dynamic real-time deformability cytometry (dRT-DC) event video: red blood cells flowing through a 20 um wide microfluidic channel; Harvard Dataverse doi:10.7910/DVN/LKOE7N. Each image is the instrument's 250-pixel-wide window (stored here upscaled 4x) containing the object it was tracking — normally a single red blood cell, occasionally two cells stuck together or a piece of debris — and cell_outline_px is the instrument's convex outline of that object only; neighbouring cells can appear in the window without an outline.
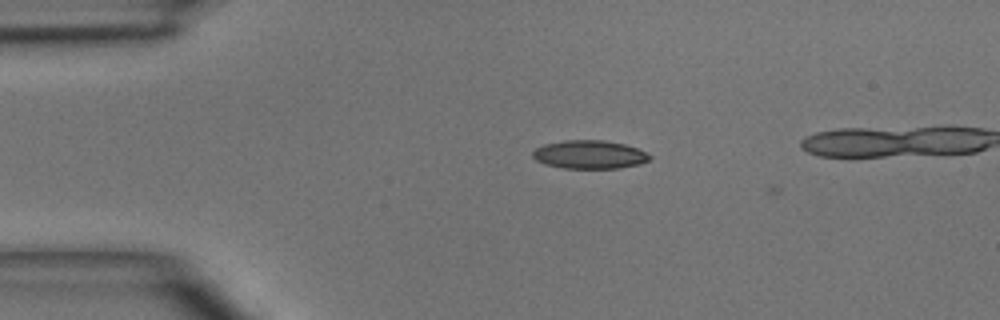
{"species": "common noctule bat (a hibernating species)", "species_latin": "Nyctalus noctula", "temperature_condition": "room temperature", "stored_images_in_passage": 4, "camera_frame_rate_fps": 3000, "um_per_image_px": 0.085, "animal": {"sex": "male", "body_mass_g": 15.6}, "frame": {"image": 1, "passage_image": 2, "time_ms": 1.0, "image_size_px": [1000, 320], "cell_outline_px": [[652, 156], [648, 160], [640, 164], [620, 168], [564, 168], [544, 164], [536, 160], [532, 156], [532, 152], [536, 148], [544, 144], [564, 140], [604, 140], [624, 144], [636, 148]], "centroid_in_image_um": [50.08, 13.13], "position_along_channel_um": 34.9, "area_um2": 19.31}}